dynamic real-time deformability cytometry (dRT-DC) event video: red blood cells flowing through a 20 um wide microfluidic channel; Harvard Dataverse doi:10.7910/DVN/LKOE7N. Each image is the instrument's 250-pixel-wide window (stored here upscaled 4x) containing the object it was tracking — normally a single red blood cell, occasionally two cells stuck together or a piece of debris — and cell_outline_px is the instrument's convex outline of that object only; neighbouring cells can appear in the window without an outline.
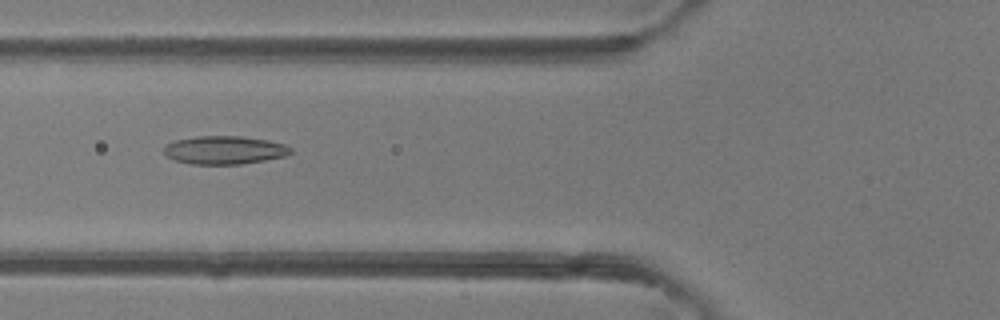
{"species": "common noctule bat (a hibernating species)", "species_latin": "Nyctalus noctula", "temperature_condition": "room temperature", "stored_images_in_passage": 49, "camera_frame_rate_fps": 3000, "um_per_image_px": 0.085, "animal": {"sex": "female"}, "frame": {"image": 1, "passage_image": 19, "time_ms": 6.0, "image_size_px": [1000, 320], "cell_outline_px": [[292, 152], [284, 156], [264, 160], [240, 164], [192, 164], [172, 160], [164, 152], [164, 144], [176, 140], [196, 136], [240, 136], [268, 140], [284, 144], [292, 148]], "centroid_in_image_um": [19.05, 12.75], "position_along_channel_um": 106.7, "area_um2": 20.87}}
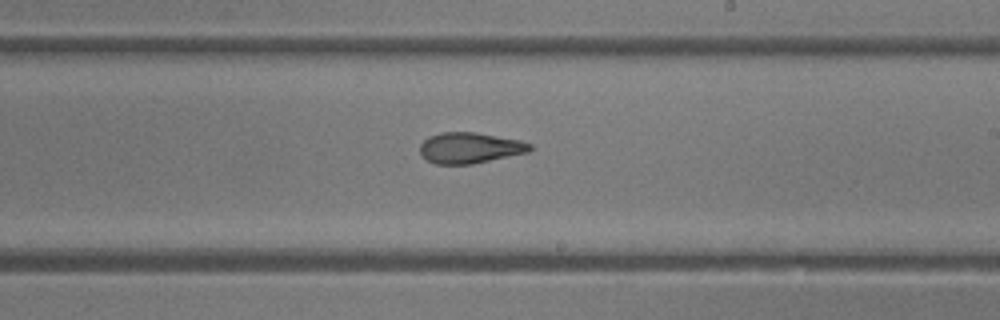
{"frame": {"image": 2, "passage_image": 29, "time_ms": 9.333, "image_size_px": [1000, 320], "cell_outline_px": [[532, 148], [528, 152], [472, 164], [436, 164], [420, 156], [420, 144], [428, 136], [440, 132], [476, 132], [520, 140], [532, 144]], "centroid_in_image_um": [39.91, 12.56], "position_along_channel_um": 249.1, "area_um2": 19.83}}
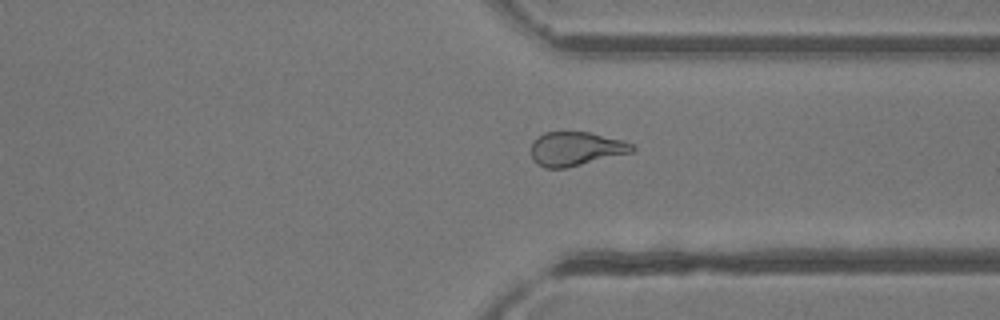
{"frame": {"image": 3, "passage_image": 37, "time_ms": 12.0, "image_size_px": [1000, 320], "cell_outline_px": [[636, 148], [632, 152], [564, 168], [544, 168], [536, 164], [532, 160], [532, 140], [544, 132], [588, 132], [624, 140], [632, 144]], "centroid_in_image_um": [48.92, 12.64], "position_along_channel_um": 362.5, "area_um2": 19.94}, "authors_computed_cell_mechanics": {"area_um2": 21.4438, "velocity_mm_per_s": 4.2688, "shape_relaxation_time_tau1_ms": 8.7722, "shape_relaxation_time_tau2_ms": 2.0207, "deformation_change_tau1": 0.2093, "deformation_change_tau2": 0.105}}